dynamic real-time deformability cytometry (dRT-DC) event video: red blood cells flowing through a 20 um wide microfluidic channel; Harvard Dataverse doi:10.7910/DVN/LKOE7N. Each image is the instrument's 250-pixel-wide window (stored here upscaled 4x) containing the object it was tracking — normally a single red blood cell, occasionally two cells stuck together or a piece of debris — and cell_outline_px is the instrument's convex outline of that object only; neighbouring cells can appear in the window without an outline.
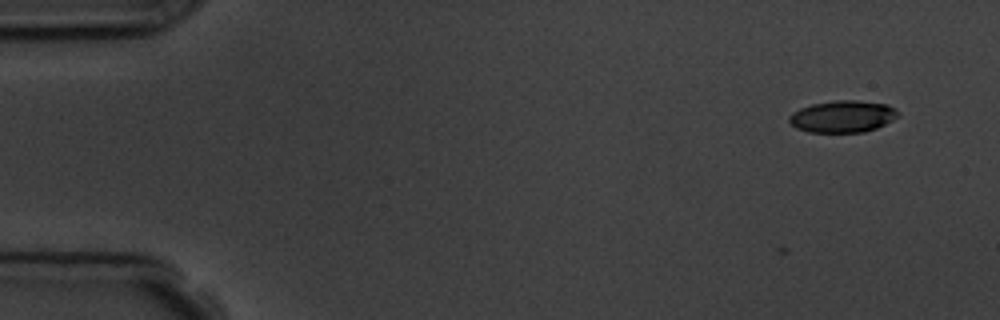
{"species": "common noctule bat (a hibernating species)", "species_latin": "Nyctalus noctula", "temperature_condition": "room temperature", "stored_images_in_passage": 6, "camera_frame_rate_fps": 3000, "um_per_image_px": 0.085, "animal": {"sex": "male", "body_mass_g": 19.5, "forearm_length_mm": 54.6}, "frame": {"image": 1, "passage_image": 3, "time_ms": 2.333, "image_size_px": [1000, 320], "cell_outline_px": [[900, 112], [892, 120], [876, 128], [864, 132], [808, 132], [796, 128], [788, 120], [788, 116], [792, 112], [800, 108], [812, 104], [836, 100], [856, 100], [888, 104], [896, 108]], "centroid_in_image_um": [71.62, 9.89], "position_along_channel_um": 13.4, "area_um2": 20.29}}
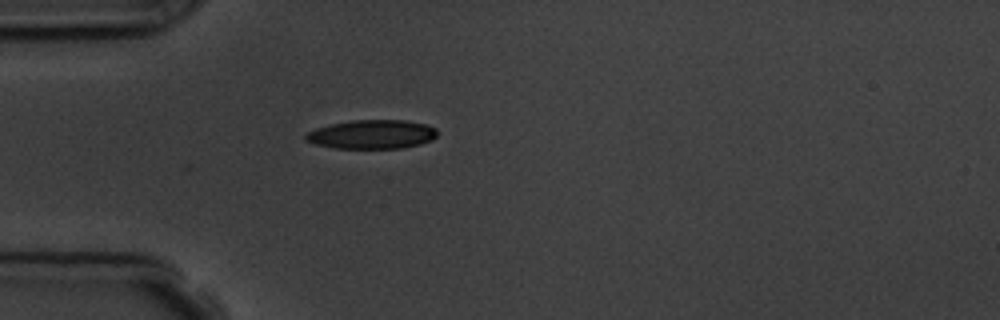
{"frame": {"image": 2, "passage_image": 6, "time_ms": 6.333, "image_size_px": [1000, 320], "cell_outline_px": [[436, 136], [432, 140], [420, 144], [404, 148], [332, 148], [316, 144], [304, 140], [304, 136], [308, 132], [316, 128], [332, 124], [352, 120], [404, 120], [424, 124], [436, 128]], "centroid_in_image_um": [31.61, 11.42], "position_along_channel_um": 53.4, "area_um2": 22.14}}